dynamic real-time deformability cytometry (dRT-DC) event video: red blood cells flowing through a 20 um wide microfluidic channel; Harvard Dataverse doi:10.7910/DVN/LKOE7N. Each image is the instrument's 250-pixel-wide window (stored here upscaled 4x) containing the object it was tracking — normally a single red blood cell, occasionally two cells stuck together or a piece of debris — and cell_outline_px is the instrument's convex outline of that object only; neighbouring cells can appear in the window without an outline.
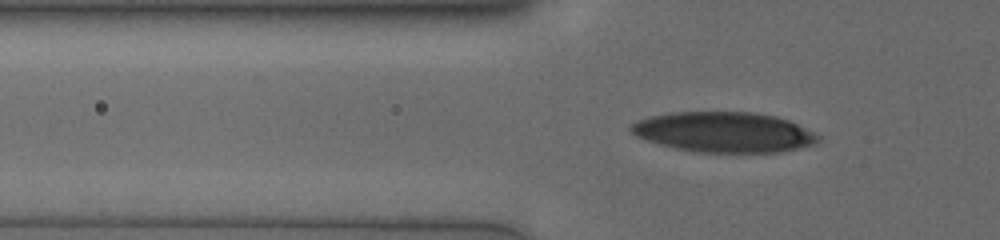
{"species": "human", "species_latin": "Homo sapiens", "temperature_condition": "cold", "stored_images_in_passage": 43, "camera_frame_rate_fps": 3000, "um_per_image_px": 0.085, "donor": {"sex": "male"}, "frame": {"image": 1, "passage_image": 10, "time_ms": 3.0, "image_size_px": [1000, 240], "cell_outline_px": [[820, 140], [812, 144], [780, 152], [692, 152], [660, 144], [636, 136], [628, 128], [632, 124], [640, 120], [652, 116], [672, 112], [752, 112], [776, 116], [788, 120], [820, 136]], "centroid_in_image_um": [61.52, 11.23], "position_along_channel_um": 64.3, "area_um2": 43.47}}
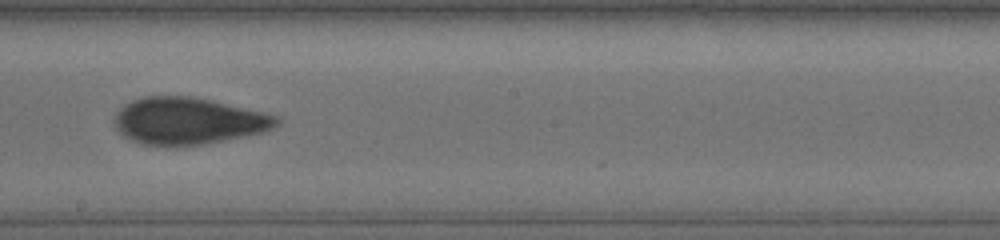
{"frame": {"image": 2, "passage_image": 24, "time_ms": 7.667, "image_size_px": [1000, 240], "cell_outline_px": [[280, 120], [272, 128], [264, 132], [224, 140], [200, 144], [140, 144], [124, 136], [116, 128], [116, 112], [124, 104], [132, 100], [144, 96], [192, 96], [264, 112], [276, 116]], "centroid_in_image_um": [15.99, 10.25], "position_along_channel_um": 232.2, "area_um2": 43.52}}
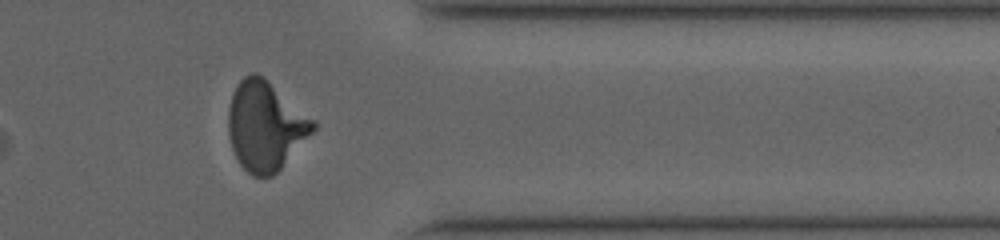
{"frame": {"image": 3, "passage_image": 37, "time_ms": 12.0, "image_size_px": [1000, 240], "cell_outline_px": [[316, 128], [280, 168], [272, 176], [252, 176], [240, 164], [232, 148], [228, 132], [228, 108], [232, 92], [240, 80], [244, 76], [252, 72], [256, 72], [316, 120]], "centroid_in_image_um": [22.54, 10.69], "position_along_channel_um": 388.9, "area_um2": 43.58}}